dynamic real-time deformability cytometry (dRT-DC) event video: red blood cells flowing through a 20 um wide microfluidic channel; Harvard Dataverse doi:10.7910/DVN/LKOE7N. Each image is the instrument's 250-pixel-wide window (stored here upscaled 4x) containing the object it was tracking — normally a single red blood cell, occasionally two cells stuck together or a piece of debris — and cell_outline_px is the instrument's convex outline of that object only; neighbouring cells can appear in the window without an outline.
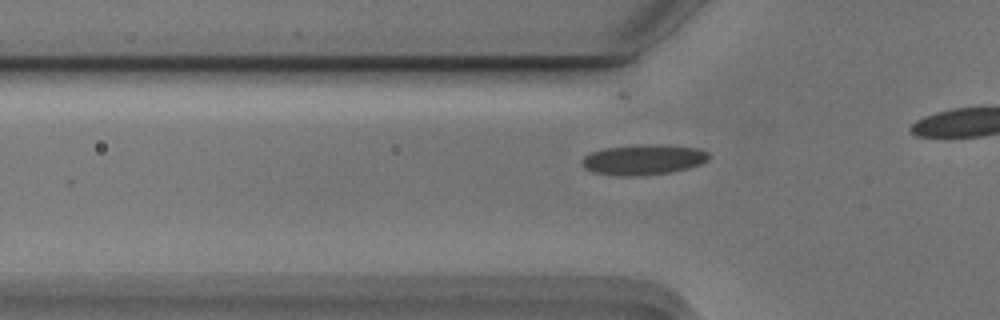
{"species": "Egyptian fruit bat (a non-hibernating species)", "species_latin": "Rousettus aegyptiacus", "temperature_condition": "cold", "stored_images_in_passage": 23, "camera_frame_rate_fps": 3000, "um_per_image_px": 0.085, "animal": {"sex": "male"}, "frame": {"image": 1, "passage_image": 14, "time_ms": 4.333, "image_size_px": [1000, 320], "cell_outline_px": [[712, 156], [708, 160], [700, 164], [688, 168], [668, 172], [640, 176], [616, 176], [592, 172], [584, 168], [580, 164], [584, 156], [592, 152], [604, 148], [636, 144], [660, 144], [700, 148], [708, 152]], "centroid_in_image_um": [54.68, 13.56], "position_along_channel_um": 71.1, "area_um2": 22.83}}